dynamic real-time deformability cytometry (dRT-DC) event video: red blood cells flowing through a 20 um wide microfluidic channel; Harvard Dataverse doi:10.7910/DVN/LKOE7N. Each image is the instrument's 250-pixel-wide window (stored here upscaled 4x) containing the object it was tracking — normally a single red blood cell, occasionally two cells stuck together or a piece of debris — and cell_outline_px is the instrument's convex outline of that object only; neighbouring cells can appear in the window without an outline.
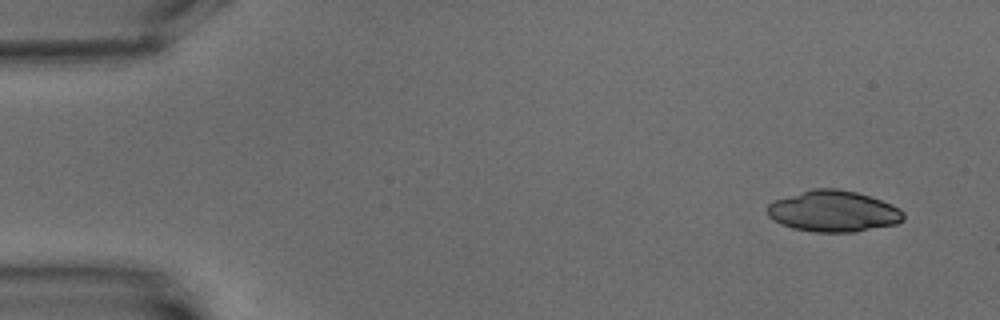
{"species": "common noctule bat (a hibernating species)", "species_latin": "Nyctalus noctula", "temperature_condition": "warm", "stored_images_in_passage": 5, "camera_frame_rate_fps": 3000, "um_per_image_px": 0.085, "animal": {"sex": "male", "body_mass_g": 15.6}, "frame": {"image": 1, "passage_image": 1, "time_ms": 0.0, "image_size_px": [1000, 320], "cell_outline_px": [[904, 220], [896, 224], [856, 232], [816, 232], [792, 228], [780, 224], [768, 216], [768, 204], [776, 200], [812, 188], [836, 188], [856, 192], [892, 204], [900, 208], [904, 212]], "centroid_in_image_um": [70.86, 17.96], "position_along_channel_um": 14.1, "area_um2": 32.66}}